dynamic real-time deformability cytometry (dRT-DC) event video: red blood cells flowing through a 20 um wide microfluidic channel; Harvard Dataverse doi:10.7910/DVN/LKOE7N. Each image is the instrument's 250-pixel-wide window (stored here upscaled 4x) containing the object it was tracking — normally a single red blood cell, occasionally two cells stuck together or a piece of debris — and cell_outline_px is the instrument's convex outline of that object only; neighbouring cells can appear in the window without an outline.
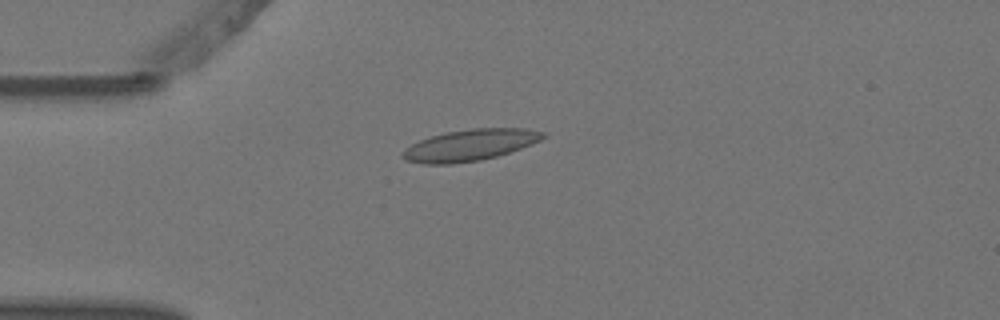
{"species": "Egyptian fruit bat (a non-hibernating species)", "species_latin": "Rousettus aegyptiacus", "temperature_condition": "warm", "stored_images_in_passage": 2, "camera_frame_rate_fps": 3000, "um_per_image_px": 0.085, "animal": {"sex": "female"}, "frame": {"image": 1, "passage_image": 2, "time_ms": 0.333, "image_size_px": [1000, 320], "cell_outline_px": [[548, 136], [532, 144], [496, 156], [480, 160], [452, 164], [424, 164], [404, 160], [400, 156], [400, 152], [404, 148], [420, 140], [432, 136], [448, 132], [472, 128], [524, 128], [544, 132]], "centroid_in_image_um": [39.91, 12.34], "position_along_channel_um": 45.1, "area_um2": 25.66}}